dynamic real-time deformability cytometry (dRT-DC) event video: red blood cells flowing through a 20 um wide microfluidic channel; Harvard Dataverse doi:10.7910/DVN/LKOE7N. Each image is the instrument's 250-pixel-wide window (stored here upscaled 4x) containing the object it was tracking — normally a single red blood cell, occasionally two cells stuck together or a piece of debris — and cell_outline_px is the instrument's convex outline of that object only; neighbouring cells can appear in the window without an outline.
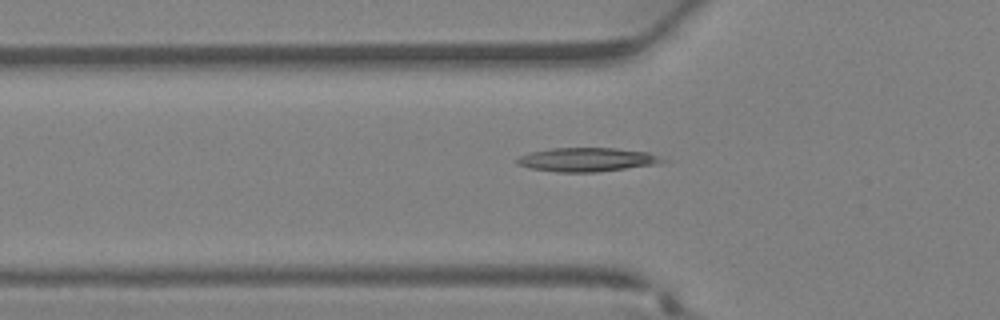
{"species": "Egyptian fruit bat (a non-hibernating species)", "species_latin": "Rousettus aegyptiacus", "temperature_condition": "warm", "stored_images_in_passage": 35, "camera_frame_rate_fps": 3000, "um_per_image_px": 0.085, "animal": {"sex": "female"}, "frame": {"image": 1, "passage_image": 13, "time_ms": 4.0, "image_size_px": [1000, 320], "cell_outline_px": [[668, 160], [664, 164], [600, 172], [556, 172], [532, 168], [516, 164], [516, 160], [520, 156], [532, 152], [552, 148], [616, 148], [648, 152]], "centroid_in_image_um": [50.0, 13.58], "position_along_channel_um": 75.8, "area_um2": 20.46}}
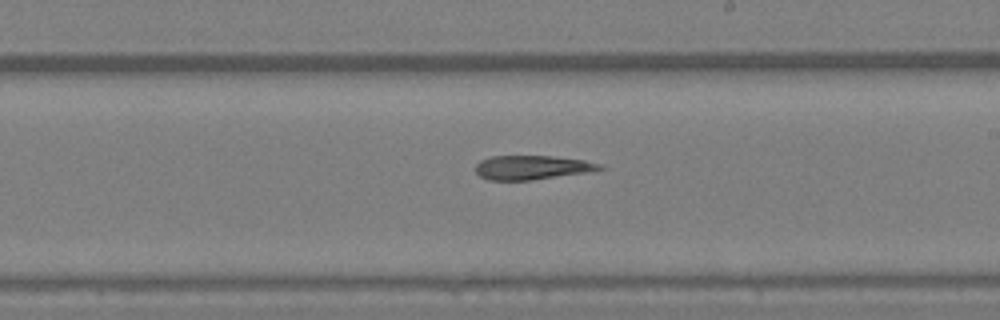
{"frame": {"image": 2, "passage_image": 22, "time_ms": 7.0, "image_size_px": [1000, 320], "cell_outline_px": [[608, 168], [596, 172], [532, 180], [488, 180], [480, 176], [476, 172], [476, 164], [480, 160], [492, 156], [552, 156], [584, 160], [604, 164]], "centroid_in_image_um": [45.35, 14.24], "position_along_channel_um": 243.7, "area_um2": 17.92}}
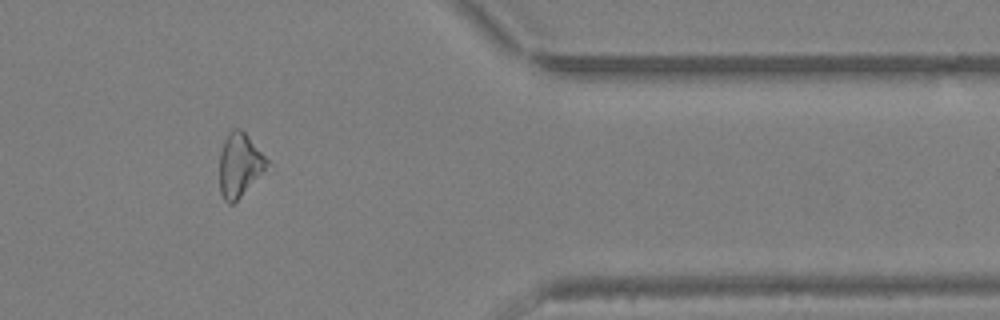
{"frame": {"image": 3, "passage_image": 31, "time_ms": 10.0, "image_size_px": [1000, 320], "cell_outline_px": [[272, 164], [232, 204], [228, 204], [224, 200], [220, 192], [220, 152], [224, 140], [228, 132], [232, 128], [240, 128], [248, 136]], "centroid_in_image_um": [20.37, 14.0], "position_along_channel_um": 391.0, "area_um2": 17.63}}